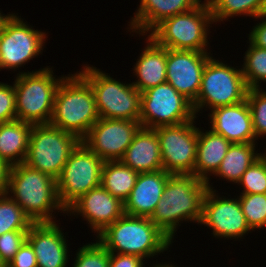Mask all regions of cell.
I'll return each instance as SVG.
<instances>
[{
  "instance_id": "obj_1",
  "label": "cell",
  "mask_w": 266,
  "mask_h": 267,
  "mask_svg": "<svg viewBox=\"0 0 266 267\" xmlns=\"http://www.w3.org/2000/svg\"><path fill=\"white\" fill-rule=\"evenodd\" d=\"M208 189L206 181L192 174L170 175L151 221L175 242L176 231L183 221L200 224Z\"/></svg>"
},
{
  "instance_id": "obj_2",
  "label": "cell",
  "mask_w": 266,
  "mask_h": 267,
  "mask_svg": "<svg viewBox=\"0 0 266 267\" xmlns=\"http://www.w3.org/2000/svg\"><path fill=\"white\" fill-rule=\"evenodd\" d=\"M7 194L33 223L60 222L55 219L60 211L66 217L58 197L57 181L24 162L11 166Z\"/></svg>"
},
{
  "instance_id": "obj_3",
  "label": "cell",
  "mask_w": 266,
  "mask_h": 267,
  "mask_svg": "<svg viewBox=\"0 0 266 267\" xmlns=\"http://www.w3.org/2000/svg\"><path fill=\"white\" fill-rule=\"evenodd\" d=\"M97 240L111 253L137 255L146 261L170 252L174 243L150 218L125 213L100 233Z\"/></svg>"
},
{
  "instance_id": "obj_4",
  "label": "cell",
  "mask_w": 266,
  "mask_h": 267,
  "mask_svg": "<svg viewBox=\"0 0 266 267\" xmlns=\"http://www.w3.org/2000/svg\"><path fill=\"white\" fill-rule=\"evenodd\" d=\"M99 118L89 82L78 71L66 75L57 88L49 124L82 140Z\"/></svg>"
},
{
  "instance_id": "obj_5",
  "label": "cell",
  "mask_w": 266,
  "mask_h": 267,
  "mask_svg": "<svg viewBox=\"0 0 266 267\" xmlns=\"http://www.w3.org/2000/svg\"><path fill=\"white\" fill-rule=\"evenodd\" d=\"M54 68L45 66L33 71H21L14 76L16 119L32 125L49 124L55 94L66 75L56 77Z\"/></svg>"
},
{
  "instance_id": "obj_6",
  "label": "cell",
  "mask_w": 266,
  "mask_h": 267,
  "mask_svg": "<svg viewBox=\"0 0 266 267\" xmlns=\"http://www.w3.org/2000/svg\"><path fill=\"white\" fill-rule=\"evenodd\" d=\"M214 20L207 0L196 8L164 19L148 35L161 47L208 52ZM209 45V46H208Z\"/></svg>"
},
{
  "instance_id": "obj_7",
  "label": "cell",
  "mask_w": 266,
  "mask_h": 267,
  "mask_svg": "<svg viewBox=\"0 0 266 267\" xmlns=\"http://www.w3.org/2000/svg\"><path fill=\"white\" fill-rule=\"evenodd\" d=\"M78 72L92 87L100 118L140 121L141 93L131 83H123L89 64ZM109 74V75H108Z\"/></svg>"
},
{
  "instance_id": "obj_8",
  "label": "cell",
  "mask_w": 266,
  "mask_h": 267,
  "mask_svg": "<svg viewBox=\"0 0 266 267\" xmlns=\"http://www.w3.org/2000/svg\"><path fill=\"white\" fill-rule=\"evenodd\" d=\"M247 91L241 66L228 65L211 56L202 74L197 99L192 104L195 116L202 115L203 110L240 103L246 99Z\"/></svg>"
},
{
  "instance_id": "obj_9",
  "label": "cell",
  "mask_w": 266,
  "mask_h": 267,
  "mask_svg": "<svg viewBox=\"0 0 266 267\" xmlns=\"http://www.w3.org/2000/svg\"><path fill=\"white\" fill-rule=\"evenodd\" d=\"M80 142L73 133L50 124L33 125L24 163L57 180Z\"/></svg>"
},
{
  "instance_id": "obj_10",
  "label": "cell",
  "mask_w": 266,
  "mask_h": 267,
  "mask_svg": "<svg viewBox=\"0 0 266 267\" xmlns=\"http://www.w3.org/2000/svg\"><path fill=\"white\" fill-rule=\"evenodd\" d=\"M17 15L14 12L0 32V71L6 69L14 73L18 70L19 75L20 67L24 68L26 63L43 53L49 35L34 29Z\"/></svg>"
},
{
  "instance_id": "obj_11",
  "label": "cell",
  "mask_w": 266,
  "mask_h": 267,
  "mask_svg": "<svg viewBox=\"0 0 266 267\" xmlns=\"http://www.w3.org/2000/svg\"><path fill=\"white\" fill-rule=\"evenodd\" d=\"M103 163L82 141L71 152L56 180L58 197L65 210L82 195L100 186Z\"/></svg>"
},
{
  "instance_id": "obj_12",
  "label": "cell",
  "mask_w": 266,
  "mask_h": 267,
  "mask_svg": "<svg viewBox=\"0 0 266 267\" xmlns=\"http://www.w3.org/2000/svg\"><path fill=\"white\" fill-rule=\"evenodd\" d=\"M192 103L168 82L141 93L140 123L142 127L178 125L195 118Z\"/></svg>"
},
{
  "instance_id": "obj_13",
  "label": "cell",
  "mask_w": 266,
  "mask_h": 267,
  "mask_svg": "<svg viewBox=\"0 0 266 267\" xmlns=\"http://www.w3.org/2000/svg\"><path fill=\"white\" fill-rule=\"evenodd\" d=\"M197 118L178 125L154 128L159 138L163 170L167 173L194 175L198 142V127L195 125Z\"/></svg>"
},
{
  "instance_id": "obj_14",
  "label": "cell",
  "mask_w": 266,
  "mask_h": 267,
  "mask_svg": "<svg viewBox=\"0 0 266 267\" xmlns=\"http://www.w3.org/2000/svg\"><path fill=\"white\" fill-rule=\"evenodd\" d=\"M211 187L207 190L202 209V218L199 225L212 229L216 239L240 241L245 235L252 233L246 222L238 196L227 197L220 195L217 189Z\"/></svg>"
},
{
  "instance_id": "obj_15",
  "label": "cell",
  "mask_w": 266,
  "mask_h": 267,
  "mask_svg": "<svg viewBox=\"0 0 266 267\" xmlns=\"http://www.w3.org/2000/svg\"><path fill=\"white\" fill-rule=\"evenodd\" d=\"M140 127V121L99 118L81 141L103 161H116L123 157Z\"/></svg>"
},
{
  "instance_id": "obj_16",
  "label": "cell",
  "mask_w": 266,
  "mask_h": 267,
  "mask_svg": "<svg viewBox=\"0 0 266 267\" xmlns=\"http://www.w3.org/2000/svg\"><path fill=\"white\" fill-rule=\"evenodd\" d=\"M211 52L167 49L166 82L192 104L200 91L204 68L213 55Z\"/></svg>"
},
{
  "instance_id": "obj_17",
  "label": "cell",
  "mask_w": 266,
  "mask_h": 267,
  "mask_svg": "<svg viewBox=\"0 0 266 267\" xmlns=\"http://www.w3.org/2000/svg\"><path fill=\"white\" fill-rule=\"evenodd\" d=\"M124 214V203L101 185L82 195L67 210L66 215L86 221L97 237ZM96 233V234H95Z\"/></svg>"
},
{
  "instance_id": "obj_18",
  "label": "cell",
  "mask_w": 266,
  "mask_h": 267,
  "mask_svg": "<svg viewBox=\"0 0 266 267\" xmlns=\"http://www.w3.org/2000/svg\"><path fill=\"white\" fill-rule=\"evenodd\" d=\"M58 222L33 223L27 234L37 258V267H68L71 252L66 232Z\"/></svg>"
},
{
  "instance_id": "obj_19",
  "label": "cell",
  "mask_w": 266,
  "mask_h": 267,
  "mask_svg": "<svg viewBox=\"0 0 266 267\" xmlns=\"http://www.w3.org/2000/svg\"><path fill=\"white\" fill-rule=\"evenodd\" d=\"M208 117L209 129L232 144L258 143L247 99L234 105L213 109L208 113Z\"/></svg>"
},
{
  "instance_id": "obj_20",
  "label": "cell",
  "mask_w": 266,
  "mask_h": 267,
  "mask_svg": "<svg viewBox=\"0 0 266 267\" xmlns=\"http://www.w3.org/2000/svg\"><path fill=\"white\" fill-rule=\"evenodd\" d=\"M202 0H140L139 7L128 22L127 31L133 35H148L164 19L186 13ZM135 33V34H134Z\"/></svg>"
},
{
  "instance_id": "obj_21",
  "label": "cell",
  "mask_w": 266,
  "mask_h": 267,
  "mask_svg": "<svg viewBox=\"0 0 266 267\" xmlns=\"http://www.w3.org/2000/svg\"><path fill=\"white\" fill-rule=\"evenodd\" d=\"M171 174L161 169L139 173L135 186L124 201V213L150 218L162 198L166 182Z\"/></svg>"
},
{
  "instance_id": "obj_22",
  "label": "cell",
  "mask_w": 266,
  "mask_h": 267,
  "mask_svg": "<svg viewBox=\"0 0 266 267\" xmlns=\"http://www.w3.org/2000/svg\"><path fill=\"white\" fill-rule=\"evenodd\" d=\"M141 37H144L146 45L140 50L141 53L131 70L133 76L137 77L131 83L140 93L167 80V48L159 46L149 35Z\"/></svg>"
},
{
  "instance_id": "obj_23",
  "label": "cell",
  "mask_w": 266,
  "mask_h": 267,
  "mask_svg": "<svg viewBox=\"0 0 266 267\" xmlns=\"http://www.w3.org/2000/svg\"><path fill=\"white\" fill-rule=\"evenodd\" d=\"M120 161L137 173L163 169L160 143L155 129L141 126Z\"/></svg>"
},
{
  "instance_id": "obj_24",
  "label": "cell",
  "mask_w": 266,
  "mask_h": 267,
  "mask_svg": "<svg viewBox=\"0 0 266 267\" xmlns=\"http://www.w3.org/2000/svg\"><path fill=\"white\" fill-rule=\"evenodd\" d=\"M201 128L203 127H198L194 176L206 181L208 188H210L212 179L210 177L219 168L232 143L222 135L214 133L211 129L205 131Z\"/></svg>"
},
{
  "instance_id": "obj_25",
  "label": "cell",
  "mask_w": 266,
  "mask_h": 267,
  "mask_svg": "<svg viewBox=\"0 0 266 267\" xmlns=\"http://www.w3.org/2000/svg\"><path fill=\"white\" fill-rule=\"evenodd\" d=\"M32 126L17 119L0 123V157L10 166L25 161Z\"/></svg>"
},
{
  "instance_id": "obj_26",
  "label": "cell",
  "mask_w": 266,
  "mask_h": 267,
  "mask_svg": "<svg viewBox=\"0 0 266 267\" xmlns=\"http://www.w3.org/2000/svg\"><path fill=\"white\" fill-rule=\"evenodd\" d=\"M256 148L258 143L231 144L222 163L212 176L237 185L247 168L260 158L259 149Z\"/></svg>"
},
{
  "instance_id": "obj_27",
  "label": "cell",
  "mask_w": 266,
  "mask_h": 267,
  "mask_svg": "<svg viewBox=\"0 0 266 267\" xmlns=\"http://www.w3.org/2000/svg\"><path fill=\"white\" fill-rule=\"evenodd\" d=\"M138 175L120 160L104 161L100 185L124 203L135 186Z\"/></svg>"
},
{
  "instance_id": "obj_28",
  "label": "cell",
  "mask_w": 266,
  "mask_h": 267,
  "mask_svg": "<svg viewBox=\"0 0 266 267\" xmlns=\"http://www.w3.org/2000/svg\"><path fill=\"white\" fill-rule=\"evenodd\" d=\"M211 9L214 25L230 21L235 16L251 17L261 16L264 0H207Z\"/></svg>"
},
{
  "instance_id": "obj_29",
  "label": "cell",
  "mask_w": 266,
  "mask_h": 267,
  "mask_svg": "<svg viewBox=\"0 0 266 267\" xmlns=\"http://www.w3.org/2000/svg\"><path fill=\"white\" fill-rule=\"evenodd\" d=\"M249 44L243 54V65H241L245 83L248 89L262 88L261 83H266V49L258 48Z\"/></svg>"
},
{
  "instance_id": "obj_30",
  "label": "cell",
  "mask_w": 266,
  "mask_h": 267,
  "mask_svg": "<svg viewBox=\"0 0 266 267\" xmlns=\"http://www.w3.org/2000/svg\"><path fill=\"white\" fill-rule=\"evenodd\" d=\"M32 220L8 194L0 196V236L14 230H29Z\"/></svg>"
},
{
  "instance_id": "obj_31",
  "label": "cell",
  "mask_w": 266,
  "mask_h": 267,
  "mask_svg": "<svg viewBox=\"0 0 266 267\" xmlns=\"http://www.w3.org/2000/svg\"><path fill=\"white\" fill-rule=\"evenodd\" d=\"M246 222L252 231L266 228V193L238 195Z\"/></svg>"
},
{
  "instance_id": "obj_32",
  "label": "cell",
  "mask_w": 266,
  "mask_h": 267,
  "mask_svg": "<svg viewBox=\"0 0 266 267\" xmlns=\"http://www.w3.org/2000/svg\"><path fill=\"white\" fill-rule=\"evenodd\" d=\"M71 267H109L110 252L95 238L75 253Z\"/></svg>"
},
{
  "instance_id": "obj_33",
  "label": "cell",
  "mask_w": 266,
  "mask_h": 267,
  "mask_svg": "<svg viewBox=\"0 0 266 267\" xmlns=\"http://www.w3.org/2000/svg\"><path fill=\"white\" fill-rule=\"evenodd\" d=\"M246 99L251 111L257 141L266 138V88L248 89Z\"/></svg>"
},
{
  "instance_id": "obj_34",
  "label": "cell",
  "mask_w": 266,
  "mask_h": 267,
  "mask_svg": "<svg viewBox=\"0 0 266 267\" xmlns=\"http://www.w3.org/2000/svg\"><path fill=\"white\" fill-rule=\"evenodd\" d=\"M237 185L242 187L238 194L266 193V164L261 157L247 168Z\"/></svg>"
},
{
  "instance_id": "obj_35",
  "label": "cell",
  "mask_w": 266,
  "mask_h": 267,
  "mask_svg": "<svg viewBox=\"0 0 266 267\" xmlns=\"http://www.w3.org/2000/svg\"><path fill=\"white\" fill-rule=\"evenodd\" d=\"M28 230H14L0 236V259L7 265L27 240Z\"/></svg>"
},
{
  "instance_id": "obj_36",
  "label": "cell",
  "mask_w": 266,
  "mask_h": 267,
  "mask_svg": "<svg viewBox=\"0 0 266 267\" xmlns=\"http://www.w3.org/2000/svg\"><path fill=\"white\" fill-rule=\"evenodd\" d=\"M16 120V98L14 83L0 82V123Z\"/></svg>"
},
{
  "instance_id": "obj_37",
  "label": "cell",
  "mask_w": 266,
  "mask_h": 267,
  "mask_svg": "<svg viewBox=\"0 0 266 267\" xmlns=\"http://www.w3.org/2000/svg\"><path fill=\"white\" fill-rule=\"evenodd\" d=\"M6 267H37V258L31 244L26 240Z\"/></svg>"
},
{
  "instance_id": "obj_38",
  "label": "cell",
  "mask_w": 266,
  "mask_h": 267,
  "mask_svg": "<svg viewBox=\"0 0 266 267\" xmlns=\"http://www.w3.org/2000/svg\"><path fill=\"white\" fill-rule=\"evenodd\" d=\"M147 262L140 256L110 252L109 267H145Z\"/></svg>"
},
{
  "instance_id": "obj_39",
  "label": "cell",
  "mask_w": 266,
  "mask_h": 267,
  "mask_svg": "<svg viewBox=\"0 0 266 267\" xmlns=\"http://www.w3.org/2000/svg\"><path fill=\"white\" fill-rule=\"evenodd\" d=\"M258 23L252 26V30H250L248 35V41L262 49H266V17L259 16L255 18Z\"/></svg>"
},
{
  "instance_id": "obj_40",
  "label": "cell",
  "mask_w": 266,
  "mask_h": 267,
  "mask_svg": "<svg viewBox=\"0 0 266 267\" xmlns=\"http://www.w3.org/2000/svg\"><path fill=\"white\" fill-rule=\"evenodd\" d=\"M10 168L11 166L0 157V196L8 192Z\"/></svg>"
},
{
  "instance_id": "obj_41",
  "label": "cell",
  "mask_w": 266,
  "mask_h": 267,
  "mask_svg": "<svg viewBox=\"0 0 266 267\" xmlns=\"http://www.w3.org/2000/svg\"><path fill=\"white\" fill-rule=\"evenodd\" d=\"M172 262H175L174 260L172 261V260H170V261H168V262H164V261H162V263L160 262V263H158V261H157V259H156V264L153 262L152 264H151V266H149V267H180V266H177V264H175V263H172Z\"/></svg>"
},
{
  "instance_id": "obj_42",
  "label": "cell",
  "mask_w": 266,
  "mask_h": 267,
  "mask_svg": "<svg viewBox=\"0 0 266 267\" xmlns=\"http://www.w3.org/2000/svg\"><path fill=\"white\" fill-rule=\"evenodd\" d=\"M2 10H0V32L2 31L3 27H4V24L5 22L12 16L13 12L12 13H7V14H4L3 12H1Z\"/></svg>"
},
{
  "instance_id": "obj_43",
  "label": "cell",
  "mask_w": 266,
  "mask_h": 267,
  "mask_svg": "<svg viewBox=\"0 0 266 267\" xmlns=\"http://www.w3.org/2000/svg\"><path fill=\"white\" fill-rule=\"evenodd\" d=\"M261 16L266 17V0H264Z\"/></svg>"
},
{
  "instance_id": "obj_44",
  "label": "cell",
  "mask_w": 266,
  "mask_h": 267,
  "mask_svg": "<svg viewBox=\"0 0 266 267\" xmlns=\"http://www.w3.org/2000/svg\"><path fill=\"white\" fill-rule=\"evenodd\" d=\"M260 157L266 164V148H265L264 152H260Z\"/></svg>"
},
{
  "instance_id": "obj_45",
  "label": "cell",
  "mask_w": 266,
  "mask_h": 267,
  "mask_svg": "<svg viewBox=\"0 0 266 267\" xmlns=\"http://www.w3.org/2000/svg\"><path fill=\"white\" fill-rule=\"evenodd\" d=\"M0 267H6V264L0 259Z\"/></svg>"
}]
</instances>
